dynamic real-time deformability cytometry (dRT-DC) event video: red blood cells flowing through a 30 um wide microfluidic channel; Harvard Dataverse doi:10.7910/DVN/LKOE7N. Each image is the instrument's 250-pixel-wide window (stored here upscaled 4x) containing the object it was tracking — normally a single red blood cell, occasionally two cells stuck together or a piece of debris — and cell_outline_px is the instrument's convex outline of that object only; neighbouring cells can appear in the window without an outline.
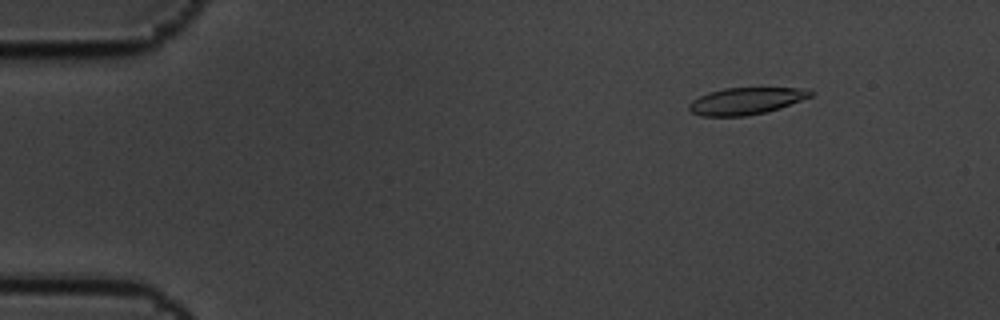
{"species": "common noctule bat (a hibernating species)", "species_latin": "Nyctalus noctula", "temperature_condition": "cold", "stored_images_in_passage": 6, "camera_frame_rate_fps": 3000, "um_per_image_px": 0.085, "animal": {"sex": "male", "body_mass_g": 19.5, "forearm_length_mm": 54.6}, "frame": {"image": 1, "passage_image": 2, "time_ms": 0.333, "image_size_px": [1000, 320], "cell_outline_px": [[816, 92], [812, 96], [780, 108], [768, 112], [748, 116], [700, 116], [692, 112], [688, 108], [688, 104], [692, 100], [708, 92], [724, 88], [808, 88]], "centroid_in_image_um": [63.43, 8.58], "position_along_channel_um": 21.6, "area_um2": 19.25}}